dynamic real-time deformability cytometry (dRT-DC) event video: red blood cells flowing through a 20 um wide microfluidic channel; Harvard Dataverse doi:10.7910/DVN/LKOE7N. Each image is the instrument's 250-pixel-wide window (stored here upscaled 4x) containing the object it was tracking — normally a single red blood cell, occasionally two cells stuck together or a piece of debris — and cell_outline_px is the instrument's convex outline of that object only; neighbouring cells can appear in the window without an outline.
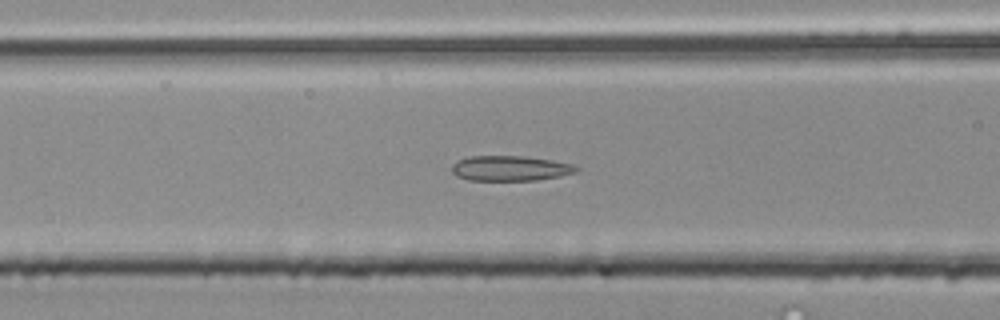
{"species": "common noctule bat (a hibernating species)", "species_latin": "Nyctalus noctula", "temperature_condition": "room temperature", "stored_images_in_passage": 49, "segment_of_instrument_passage": [2, 2], "camera_frame_rate_fps": 3000, "um_per_image_px": 0.085, "animal": {"sex": "male", "body_mass_g": 20.4}, "frame": {"image": 1, "passage_image": 23, "time_ms": 7.333, "image_size_px": [1000, 320], "cell_outline_px": [[580, 168], [576, 172], [560, 176], [536, 180], [468, 180], [456, 176], [452, 172], [452, 164], [468, 156], [524, 156], [552, 160], [572, 164]], "centroid_in_image_um": [43.37, 14.3], "position_along_channel_um": 123.2, "area_um2": 18.21}}
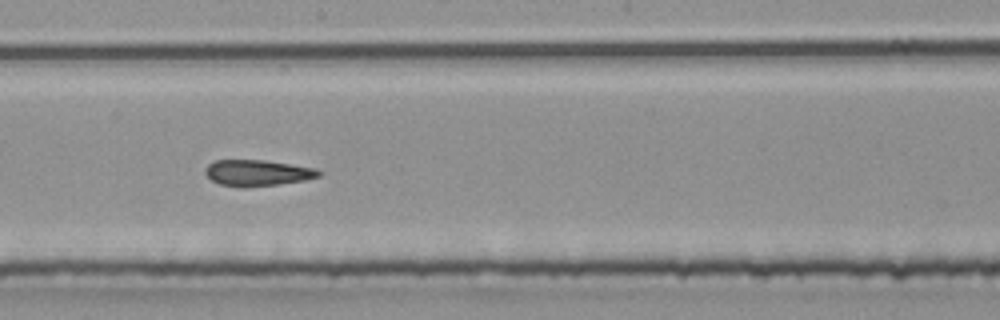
{"frame": {"image": 2, "passage_image": 31, "time_ms": 10.0, "image_size_px": [1000, 320], "cell_outline_px": [[324, 172], [320, 176], [304, 180], [276, 184], [244, 188], [240, 188], [220, 184], [212, 180], [204, 172], [204, 168], [208, 164], [216, 160], [264, 160], [316, 168]], "centroid_in_image_um": [21.87, 14.69], "position_along_channel_um": 226.3, "area_um2": 17.34}}
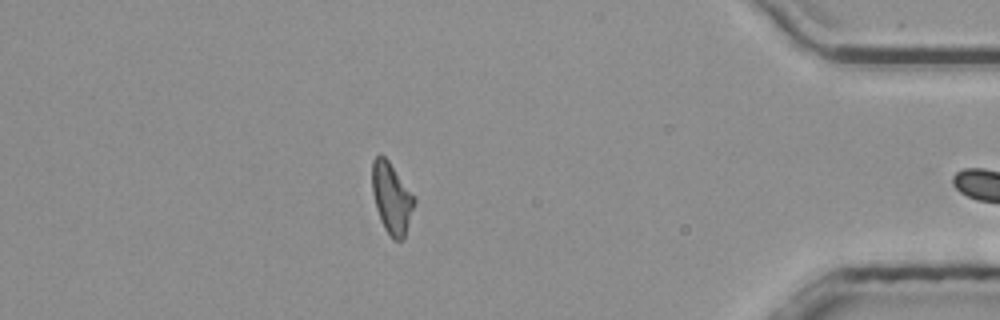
{"frame": {"image": 3, "passage_image": 48, "time_ms": 15.667, "image_size_px": [1000, 320], "cell_outline_px": [[416, 200], [404, 240], [392, 240], [384, 228], [380, 220], [376, 208], [372, 192], [372, 160], [380, 152], [388, 160], [416, 196]], "centroid_in_image_um": [33.3, 16.84], "position_along_channel_um": 401.9, "area_um2": 17.8}}